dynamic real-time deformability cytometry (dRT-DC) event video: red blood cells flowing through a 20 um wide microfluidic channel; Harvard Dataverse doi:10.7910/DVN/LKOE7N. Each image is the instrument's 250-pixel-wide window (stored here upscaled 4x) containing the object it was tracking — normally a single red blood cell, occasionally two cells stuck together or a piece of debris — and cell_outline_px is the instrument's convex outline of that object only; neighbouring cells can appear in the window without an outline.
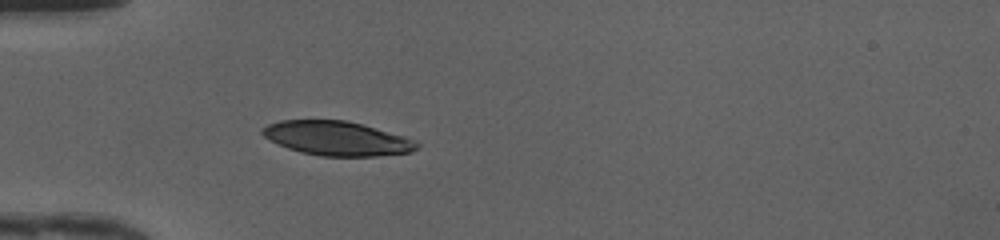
{"species": "human", "species_latin": "Homo sapiens", "temperature_condition": "cold", "stored_images_in_passage": 34, "camera_frame_rate_fps": 3000, "um_per_image_px": 0.085, "donor": {"sex": "female"}, "frame": {"image": 1, "passage_image": 1, "time_ms": 0.0, "image_size_px": [1000, 240], "cell_outline_px": [[420, 144], [412, 152], [376, 156], [320, 156], [300, 152], [288, 148], [264, 136], [260, 132], [260, 128], [268, 124], [280, 120], [344, 120], [360, 124], [404, 136]], "centroid_in_image_um": [28.61, 11.76], "position_along_channel_um": 56.4, "area_um2": 30.52}}
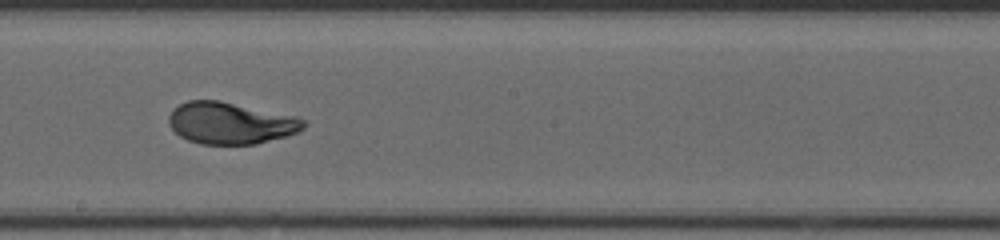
{"frame": {"image": 2, "passage_image": 14, "time_ms": 4.333, "image_size_px": [1000, 240], "cell_outline_px": [[304, 128], [296, 132], [284, 136], [256, 144], [200, 144], [188, 140], [180, 136], [168, 124], [168, 116], [172, 108], [188, 100], [220, 100], [296, 116], [304, 120]], "centroid_in_image_um": [19.55, 10.45], "position_along_channel_um": 228.7, "area_um2": 32.77}}
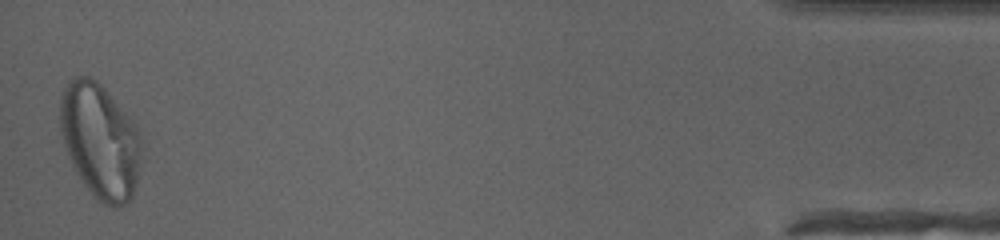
{"frame": {"image": 3, "passage_image": 34, "time_ms": 11.0, "image_size_px": [1000, 240], "cell_outline_px": [[144, 152], [132, 196], [124, 204], [116, 208], [104, 204], [96, 200], [92, 196], [76, 172], [68, 156], [64, 144], [60, 128], [60, 100], [64, 88], [68, 80], [72, 76], [88, 76], [96, 80], [104, 88], [136, 124], [144, 148]], "centroid_in_image_um": [8.52, 11.98], "position_along_channel_um": 426.7, "area_um2": 54.91}, "authors_computed_cell_mechanics": {"area_um2": 33.1772, "velocity_mm_per_s": 4.1885, "shape_relaxation_time_tau1_ms": 4.1403, "shape_relaxation_time_tau2_ms": null, "deformation_change_tau1": 0.1738, "deformation_change_tau2": null}}